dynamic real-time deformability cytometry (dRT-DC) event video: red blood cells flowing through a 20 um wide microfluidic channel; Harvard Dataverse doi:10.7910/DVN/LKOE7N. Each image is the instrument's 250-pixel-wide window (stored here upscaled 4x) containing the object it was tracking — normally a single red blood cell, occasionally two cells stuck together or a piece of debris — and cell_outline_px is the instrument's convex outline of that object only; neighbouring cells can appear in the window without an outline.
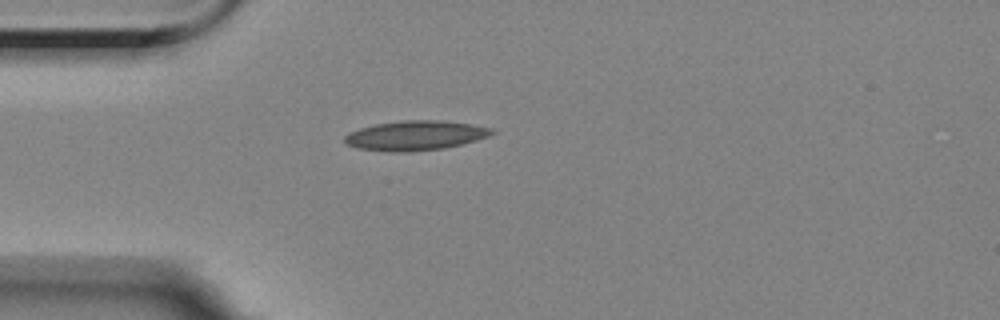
{"species": "Egyptian fruit bat (a non-hibernating species)", "species_latin": "Rousettus aegyptiacus", "temperature_condition": "room temperature", "stored_images_in_passage": 5, "camera_frame_rate_fps": 3000, "um_per_image_px": 0.085, "animal": {"sex": "female"}, "frame": {"image": 1, "passage_image": 5, "time_ms": 6.333, "image_size_px": [1000, 320], "cell_outline_px": [[496, 132], [488, 136], [476, 140], [444, 148], [408, 152], [392, 152], [356, 148], [348, 144], [344, 140], [344, 136], [348, 132], [360, 128], [376, 124], [400, 120], [440, 120], [472, 124], [492, 128]], "centroid_in_image_um": [35.29, 11.51], "position_along_channel_um": 49.7, "area_um2": 25.43}}